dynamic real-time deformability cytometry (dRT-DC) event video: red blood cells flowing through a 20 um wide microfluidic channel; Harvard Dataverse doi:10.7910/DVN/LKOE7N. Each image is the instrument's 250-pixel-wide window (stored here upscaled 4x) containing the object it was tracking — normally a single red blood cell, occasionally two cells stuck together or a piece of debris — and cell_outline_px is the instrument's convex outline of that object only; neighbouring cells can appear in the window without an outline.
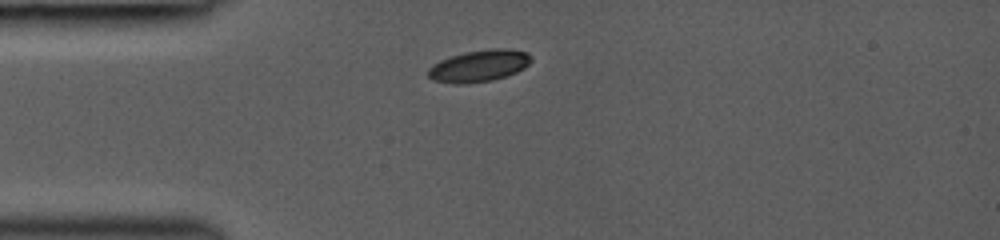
{"species": "common noctule bat (a hibernating species)", "species_latin": "Nyctalus noctula", "temperature_condition": "room temperature", "stored_images_in_passage": 2, "camera_frame_rate_fps": 3000, "um_per_image_px": 0.085, "animal": {"sex": "female", "body_mass_g": 19.0, "forearm_length_mm": 53.3}, "frame": {"image": 1, "passage_image": 1, "time_ms": 0.0, "image_size_px": [1000, 240], "cell_outline_px": [[532, 60], [524, 68], [516, 72], [492, 80], [464, 84], [452, 84], [432, 80], [428, 76], [428, 68], [432, 64], [440, 60], [464, 52], [492, 48], [504, 48], [528, 52], [532, 56]], "centroid_in_image_um": [40.71, 5.59], "position_along_channel_um": 44.3, "area_um2": 19.19}}